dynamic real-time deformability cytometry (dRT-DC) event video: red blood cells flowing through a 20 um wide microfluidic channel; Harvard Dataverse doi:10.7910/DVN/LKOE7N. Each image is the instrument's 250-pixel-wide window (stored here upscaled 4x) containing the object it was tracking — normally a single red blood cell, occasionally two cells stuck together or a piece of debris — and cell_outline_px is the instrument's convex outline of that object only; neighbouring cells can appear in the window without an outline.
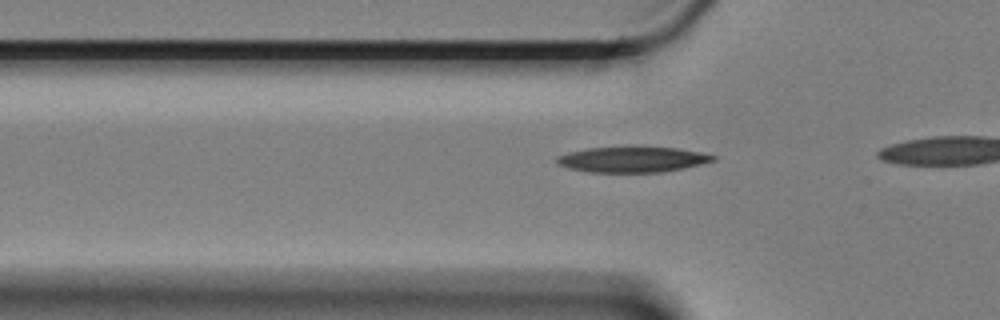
{"species": "Egyptian fruit bat (a non-hibernating species)", "species_latin": "Rousettus aegyptiacus", "temperature_condition": "cold", "stored_images_in_passage": 10, "camera_frame_rate_fps": 3000, "um_per_image_px": 0.085, "animal": {"sex": "female"}, "frame": {"image": 1, "passage_image": 4, "time_ms": 1.0, "image_size_px": [1000, 320], "cell_outline_px": [[716, 160], [684, 168], [664, 172], [588, 172], [568, 168], [556, 164], [556, 156], [568, 152], [588, 148], [676, 148], [700, 152], [716, 156]], "centroid_in_image_um": [53.72, 13.57], "position_along_channel_um": 72.1, "area_um2": 22.95}}
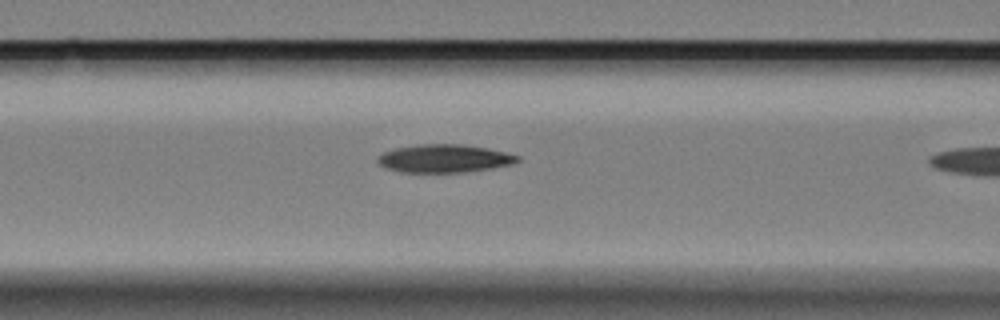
{"frame": {"image": 2, "passage_image": 9, "time_ms": 2.667, "image_size_px": [1000, 320], "cell_outline_px": [[520, 160], [512, 164], [492, 168], [464, 172], [400, 172], [384, 168], [376, 160], [376, 156], [384, 152], [396, 148], [416, 144], [464, 144], [488, 148], [520, 156]], "centroid_in_image_um": [37.74, 13.47], "position_along_channel_um": 128.9, "area_um2": 23.0}}